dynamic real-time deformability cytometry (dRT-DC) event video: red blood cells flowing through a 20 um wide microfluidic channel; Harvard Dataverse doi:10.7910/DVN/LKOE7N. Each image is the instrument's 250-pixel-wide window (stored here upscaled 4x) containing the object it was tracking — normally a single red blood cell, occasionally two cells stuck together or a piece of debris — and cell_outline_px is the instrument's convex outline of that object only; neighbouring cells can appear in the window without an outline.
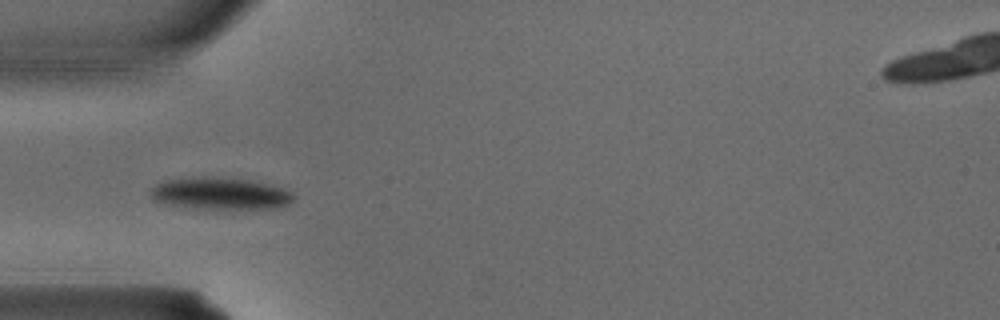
{"species": "common noctule bat (a hibernating species)", "species_latin": "Nyctalus noctula", "temperature_condition": "warm", "stored_images_in_passage": 3, "camera_frame_rate_fps": 3000, "um_per_image_px": 0.085, "animal": {"sex": "male", "body_mass_g": 15.6}, "frame": {"image": 1, "passage_image": 3, "time_ms": 0.667, "image_size_px": [1000, 320], "cell_outline_px": [[296, 196], [288, 204], [276, 208], [216, 212], [164, 204], [152, 200], [152, 188], [156, 184], [164, 180], [188, 176], [236, 176], [256, 180], [272, 184], [284, 188], [292, 192]], "centroid_in_image_um": [18.76, 16.46], "position_along_channel_um": 66.2, "area_um2": 28.84}}